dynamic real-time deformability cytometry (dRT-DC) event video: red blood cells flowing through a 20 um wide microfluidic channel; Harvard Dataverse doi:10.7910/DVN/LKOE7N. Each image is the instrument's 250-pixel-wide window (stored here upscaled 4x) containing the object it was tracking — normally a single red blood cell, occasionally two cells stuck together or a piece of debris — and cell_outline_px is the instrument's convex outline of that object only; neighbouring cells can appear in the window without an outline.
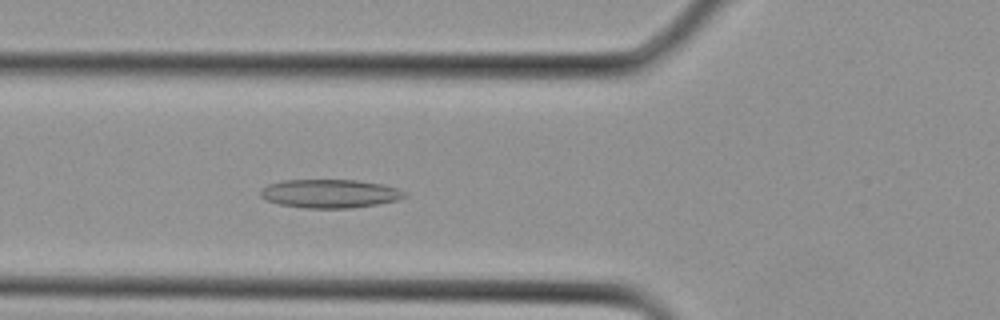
{"species": "Egyptian fruit bat (a non-hibernating species)", "species_latin": "Rousettus aegyptiacus", "temperature_condition": "cold", "stored_images_in_passage": 7, "camera_frame_rate_fps": 3000, "um_per_image_px": 0.085, "animal": {"sex": "female"}, "frame": {"image": 1, "passage_image": 7, "time_ms": 2.0, "image_size_px": [1000, 320], "cell_outline_px": [[408, 196], [400, 200], [376, 204], [348, 208], [304, 208], [280, 204], [264, 200], [260, 196], [260, 192], [268, 184], [284, 180], [356, 180], [384, 184], [400, 188], [408, 192]], "centroid_in_image_um": [28.1, 16.45], "position_along_channel_um": 97.7, "area_um2": 24.22}}